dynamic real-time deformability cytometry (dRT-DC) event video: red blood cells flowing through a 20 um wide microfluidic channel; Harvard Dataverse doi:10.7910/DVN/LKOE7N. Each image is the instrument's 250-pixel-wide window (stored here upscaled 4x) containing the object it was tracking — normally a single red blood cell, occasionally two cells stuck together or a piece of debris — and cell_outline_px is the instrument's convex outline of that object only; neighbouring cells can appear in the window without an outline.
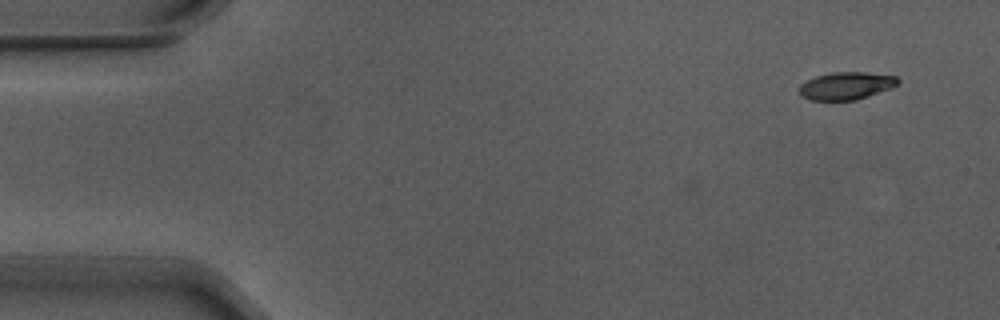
{"species": "Egyptian fruit bat (a non-hibernating species)", "species_latin": "Rousettus aegyptiacus", "temperature_condition": "warm", "stored_images_in_passage": 4, "camera_frame_rate_fps": 3000, "um_per_image_px": 0.085, "animal": {"sex": "male"}, "frame": {"image": 1, "passage_image": 1, "time_ms": 0.0, "image_size_px": [1000, 320], "cell_outline_px": [[900, 80], [896, 84], [888, 88], [868, 96], [856, 100], [808, 100], [800, 96], [800, 84], [816, 76], [832, 72], [864, 72], [896, 76]], "centroid_in_image_um": [71.88, 7.29], "position_along_channel_um": 13.1, "area_um2": 15.66}}
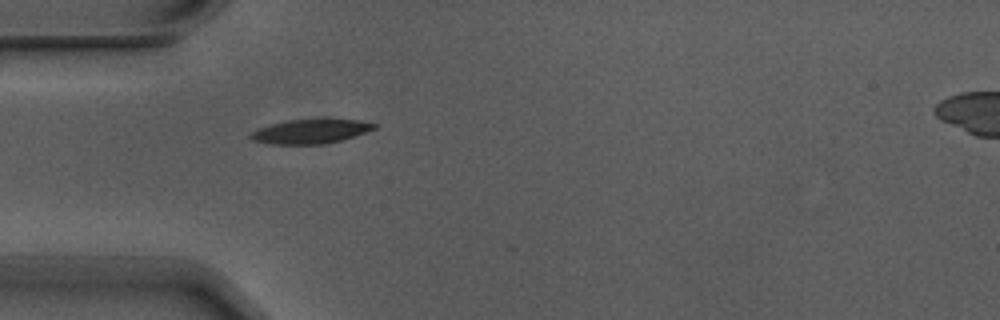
{"frame": {"image": 2, "passage_image": 4, "time_ms": 1.0, "image_size_px": [1000, 320], "cell_outline_px": [[376, 128], [340, 140], [324, 144], [272, 144], [252, 140], [248, 136], [256, 128], [288, 120], [324, 116], [360, 120], [376, 124]], "centroid_in_image_um": [26.4, 11.11], "position_along_channel_um": 58.6, "area_um2": 18.09}}